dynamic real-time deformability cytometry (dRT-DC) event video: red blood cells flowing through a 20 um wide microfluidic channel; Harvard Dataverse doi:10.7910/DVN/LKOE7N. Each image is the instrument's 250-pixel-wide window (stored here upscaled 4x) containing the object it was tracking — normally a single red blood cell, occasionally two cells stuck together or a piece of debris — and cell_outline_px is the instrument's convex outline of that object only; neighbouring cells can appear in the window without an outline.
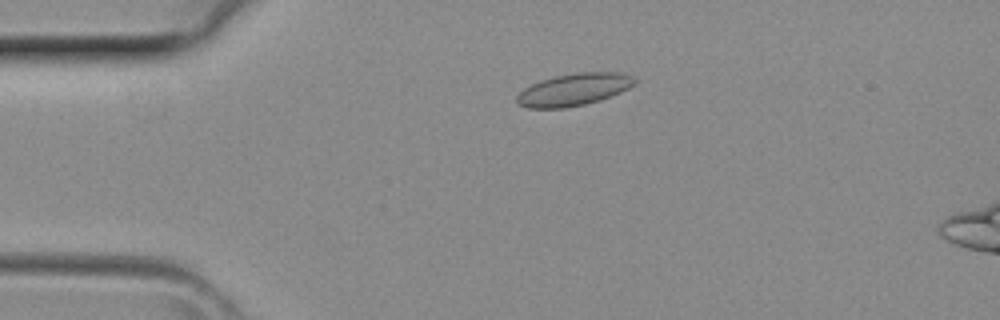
{"species": "common noctule bat (a hibernating species)", "species_latin": "Nyctalus noctula", "temperature_condition": "room temperature", "stored_images_in_passage": 4, "camera_frame_rate_fps": 3000, "um_per_image_px": 0.085, "animal": {"sex": "female", "body_mass_g": 29.2, "forearm_length_mm": 56.3}, "frame": {"image": 1, "passage_image": 3, "time_ms": 0.667, "image_size_px": [1000, 320], "cell_outline_px": [[636, 84], [620, 92], [600, 100], [584, 104], [564, 108], [528, 108], [516, 104], [516, 96], [524, 88], [540, 80], [556, 76], [576, 72], [620, 72], [632, 76], [636, 80]], "centroid_in_image_um": [48.76, 7.61], "position_along_channel_um": 36.2, "area_um2": 22.14}}
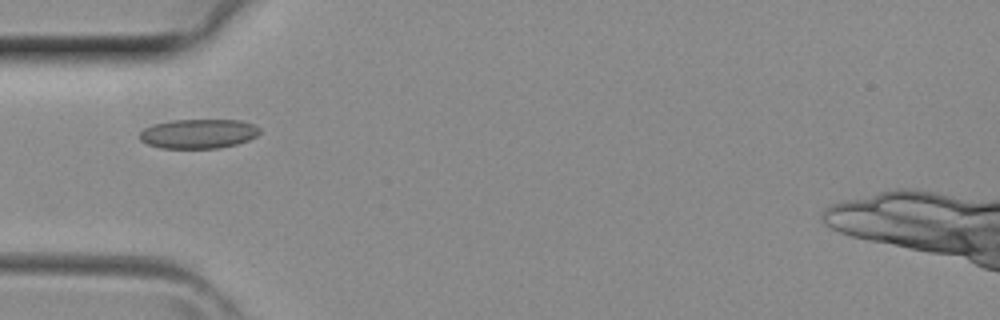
{"frame": {"image": 2, "passage_image": 4, "time_ms": 1.0, "image_size_px": [1000, 320], "cell_outline_px": [[260, 132], [256, 136], [248, 140], [236, 144], [220, 148], [160, 148], [148, 144], [140, 140], [140, 132], [144, 128], [152, 124], [172, 120], [240, 120], [252, 124], [260, 128]], "centroid_in_image_um": [16.85, 11.36], "position_along_channel_um": 68.1, "area_um2": 20.58}}